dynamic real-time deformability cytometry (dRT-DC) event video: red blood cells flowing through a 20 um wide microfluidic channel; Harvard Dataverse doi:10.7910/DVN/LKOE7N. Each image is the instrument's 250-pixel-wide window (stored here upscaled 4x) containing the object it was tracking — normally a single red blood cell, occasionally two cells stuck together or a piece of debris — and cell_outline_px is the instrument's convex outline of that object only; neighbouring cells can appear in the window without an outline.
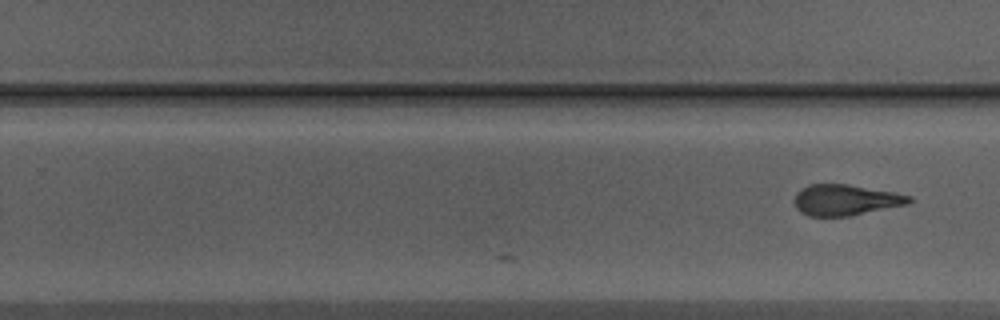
{"species": "Egyptian fruit bat (a non-hibernating species)", "species_latin": "Rousettus aegyptiacus", "temperature_condition": "warm", "stored_images_in_passage": 22, "camera_frame_rate_fps": 3000, "um_per_image_px": 0.085, "animal": {"sex": "male"}, "frame": {"image": 1, "passage_image": 22, "time_ms": 7.0, "image_size_px": [1000, 320], "cell_outline_px": [[912, 200], [908, 204], [848, 216], [808, 216], [800, 212], [796, 208], [796, 192], [800, 188], [808, 184], [848, 184], [896, 192], [912, 196]], "centroid_in_image_um": [71.87, 16.98], "position_along_channel_um": 257.9, "area_um2": 20.69}}